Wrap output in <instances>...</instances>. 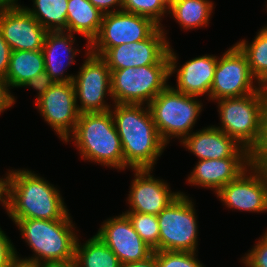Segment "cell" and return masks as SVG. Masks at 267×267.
Segmentation results:
<instances>
[{
	"instance_id": "cell-8",
	"label": "cell",
	"mask_w": 267,
	"mask_h": 267,
	"mask_svg": "<svg viewBox=\"0 0 267 267\" xmlns=\"http://www.w3.org/2000/svg\"><path fill=\"white\" fill-rule=\"evenodd\" d=\"M194 204L183 192L157 215L159 251L197 252L198 226Z\"/></svg>"
},
{
	"instance_id": "cell-12",
	"label": "cell",
	"mask_w": 267,
	"mask_h": 267,
	"mask_svg": "<svg viewBox=\"0 0 267 267\" xmlns=\"http://www.w3.org/2000/svg\"><path fill=\"white\" fill-rule=\"evenodd\" d=\"M159 27L149 38L109 48L101 58L110 70L169 64L167 33Z\"/></svg>"
},
{
	"instance_id": "cell-16",
	"label": "cell",
	"mask_w": 267,
	"mask_h": 267,
	"mask_svg": "<svg viewBox=\"0 0 267 267\" xmlns=\"http://www.w3.org/2000/svg\"><path fill=\"white\" fill-rule=\"evenodd\" d=\"M0 32L12 51L42 50L47 30L25 10H0Z\"/></svg>"
},
{
	"instance_id": "cell-13",
	"label": "cell",
	"mask_w": 267,
	"mask_h": 267,
	"mask_svg": "<svg viewBox=\"0 0 267 267\" xmlns=\"http://www.w3.org/2000/svg\"><path fill=\"white\" fill-rule=\"evenodd\" d=\"M36 107L63 141L69 142L72 139L70 136L80 114L76 106L73 82H55L36 100Z\"/></svg>"
},
{
	"instance_id": "cell-27",
	"label": "cell",
	"mask_w": 267,
	"mask_h": 267,
	"mask_svg": "<svg viewBox=\"0 0 267 267\" xmlns=\"http://www.w3.org/2000/svg\"><path fill=\"white\" fill-rule=\"evenodd\" d=\"M235 45L246 56L257 84L267 87V26L260 29L252 43L244 39Z\"/></svg>"
},
{
	"instance_id": "cell-43",
	"label": "cell",
	"mask_w": 267,
	"mask_h": 267,
	"mask_svg": "<svg viewBox=\"0 0 267 267\" xmlns=\"http://www.w3.org/2000/svg\"><path fill=\"white\" fill-rule=\"evenodd\" d=\"M46 267H78L77 264L72 261L69 263L48 264Z\"/></svg>"
},
{
	"instance_id": "cell-3",
	"label": "cell",
	"mask_w": 267,
	"mask_h": 267,
	"mask_svg": "<svg viewBox=\"0 0 267 267\" xmlns=\"http://www.w3.org/2000/svg\"><path fill=\"white\" fill-rule=\"evenodd\" d=\"M70 214L62 219H12L18 226L27 245L34 251L30 258L22 261L36 264H58L74 261L78 237L73 232L74 224Z\"/></svg>"
},
{
	"instance_id": "cell-25",
	"label": "cell",
	"mask_w": 267,
	"mask_h": 267,
	"mask_svg": "<svg viewBox=\"0 0 267 267\" xmlns=\"http://www.w3.org/2000/svg\"><path fill=\"white\" fill-rule=\"evenodd\" d=\"M212 10L209 0H174L169 6V14L187 30L207 26Z\"/></svg>"
},
{
	"instance_id": "cell-37",
	"label": "cell",
	"mask_w": 267,
	"mask_h": 267,
	"mask_svg": "<svg viewBox=\"0 0 267 267\" xmlns=\"http://www.w3.org/2000/svg\"><path fill=\"white\" fill-rule=\"evenodd\" d=\"M94 7H96L102 14H107L110 12L120 11L122 10V0H89ZM119 7V9L115 10L114 7ZM113 7V8H112ZM109 8H112L109 9Z\"/></svg>"
},
{
	"instance_id": "cell-5",
	"label": "cell",
	"mask_w": 267,
	"mask_h": 267,
	"mask_svg": "<svg viewBox=\"0 0 267 267\" xmlns=\"http://www.w3.org/2000/svg\"><path fill=\"white\" fill-rule=\"evenodd\" d=\"M218 101V102H217ZM221 127H217L251 154L263 134V116L267 107V87L250 95L216 100Z\"/></svg>"
},
{
	"instance_id": "cell-10",
	"label": "cell",
	"mask_w": 267,
	"mask_h": 267,
	"mask_svg": "<svg viewBox=\"0 0 267 267\" xmlns=\"http://www.w3.org/2000/svg\"><path fill=\"white\" fill-rule=\"evenodd\" d=\"M87 49L86 60L72 81L78 112L81 114L110 111L111 107L106 104L104 98L107 94L112 100L111 71L100 56L92 54L89 48ZM77 98L81 105L77 104Z\"/></svg>"
},
{
	"instance_id": "cell-39",
	"label": "cell",
	"mask_w": 267,
	"mask_h": 267,
	"mask_svg": "<svg viewBox=\"0 0 267 267\" xmlns=\"http://www.w3.org/2000/svg\"><path fill=\"white\" fill-rule=\"evenodd\" d=\"M121 267H157L156 261H155V251L150 257L142 261L125 263V264H122Z\"/></svg>"
},
{
	"instance_id": "cell-29",
	"label": "cell",
	"mask_w": 267,
	"mask_h": 267,
	"mask_svg": "<svg viewBox=\"0 0 267 267\" xmlns=\"http://www.w3.org/2000/svg\"><path fill=\"white\" fill-rule=\"evenodd\" d=\"M174 0H122V10L152 19L160 27L162 16Z\"/></svg>"
},
{
	"instance_id": "cell-36",
	"label": "cell",
	"mask_w": 267,
	"mask_h": 267,
	"mask_svg": "<svg viewBox=\"0 0 267 267\" xmlns=\"http://www.w3.org/2000/svg\"><path fill=\"white\" fill-rule=\"evenodd\" d=\"M15 98L11 95L5 80L0 79V113L14 105Z\"/></svg>"
},
{
	"instance_id": "cell-22",
	"label": "cell",
	"mask_w": 267,
	"mask_h": 267,
	"mask_svg": "<svg viewBox=\"0 0 267 267\" xmlns=\"http://www.w3.org/2000/svg\"><path fill=\"white\" fill-rule=\"evenodd\" d=\"M103 14L89 0H68L67 31L87 39V46L97 36Z\"/></svg>"
},
{
	"instance_id": "cell-6",
	"label": "cell",
	"mask_w": 267,
	"mask_h": 267,
	"mask_svg": "<svg viewBox=\"0 0 267 267\" xmlns=\"http://www.w3.org/2000/svg\"><path fill=\"white\" fill-rule=\"evenodd\" d=\"M196 98L168 85L149 103L157 132L166 145L169 138L180 137L183 140L191 134L202 111V103Z\"/></svg>"
},
{
	"instance_id": "cell-31",
	"label": "cell",
	"mask_w": 267,
	"mask_h": 267,
	"mask_svg": "<svg viewBox=\"0 0 267 267\" xmlns=\"http://www.w3.org/2000/svg\"><path fill=\"white\" fill-rule=\"evenodd\" d=\"M242 261L246 267H267V231Z\"/></svg>"
},
{
	"instance_id": "cell-33",
	"label": "cell",
	"mask_w": 267,
	"mask_h": 267,
	"mask_svg": "<svg viewBox=\"0 0 267 267\" xmlns=\"http://www.w3.org/2000/svg\"><path fill=\"white\" fill-rule=\"evenodd\" d=\"M55 83V81L47 74L46 71L37 74L35 77L27 81L22 87H32L38 90V97L41 98L45 92Z\"/></svg>"
},
{
	"instance_id": "cell-41",
	"label": "cell",
	"mask_w": 267,
	"mask_h": 267,
	"mask_svg": "<svg viewBox=\"0 0 267 267\" xmlns=\"http://www.w3.org/2000/svg\"><path fill=\"white\" fill-rule=\"evenodd\" d=\"M17 2H18V0H0V10H2V9H18V8L24 7V6H21Z\"/></svg>"
},
{
	"instance_id": "cell-9",
	"label": "cell",
	"mask_w": 267,
	"mask_h": 267,
	"mask_svg": "<svg viewBox=\"0 0 267 267\" xmlns=\"http://www.w3.org/2000/svg\"><path fill=\"white\" fill-rule=\"evenodd\" d=\"M160 26L145 16L124 10L103 14L97 36L89 52L102 56L109 48L149 38Z\"/></svg>"
},
{
	"instance_id": "cell-17",
	"label": "cell",
	"mask_w": 267,
	"mask_h": 267,
	"mask_svg": "<svg viewBox=\"0 0 267 267\" xmlns=\"http://www.w3.org/2000/svg\"><path fill=\"white\" fill-rule=\"evenodd\" d=\"M133 171L135 178L131 182L127 199L131 209L127 212L158 215L181 194L172 192L164 180L154 178L150 169Z\"/></svg>"
},
{
	"instance_id": "cell-24",
	"label": "cell",
	"mask_w": 267,
	"mask_h": 267,
	"mask_svg": "<svg viewBox=\"0 0 267 267\" xmlns=\"http://www.w3.org/2000/svg\"><path fill=\"white\" fill-rule=\"evenodd\" d=\"M74 262L78 267H121V262L112 250L96 235L75 245Z\"/></svg>"
},
{
	"instance_id": "cell-23",
	"label": "cell",
	"mask_w": 267,
	"mask_h": 267,
	"mask_svg": "<svg viewBox=\"0 0 267 267\" xmlns=\"http://www.w3.org/2000/svg\"><path fill=\"white\" fill-rule=\"evenodd\" d=\"M45 71L42 50L12 51L5 81L9 87H22L27 81Z\"/></svg>"
},
{
	"instance_id": "cell-4",
	"label": "cell",
	"mask_w": 267,
	"mask_h": 267,
	"mask_svg": "<svg viewBox=\"0 0 267 267\" xmlns=\"http://www.w3.org/2000/svg\"><path fill=\"white\" fill-rule=\"evenodd\" d=\"M83 159L124 169V156L111 111L81 113L71 134Z\"/></svg>"
},
{
	"instance_id": "cell-38",
	"label": "cell",
	"mask_w": 267,
	"mask_h": 267,
	"mask_svg": "<svg viewBox=\"0 0 267 267\" xmlns=\"http://www.w3.org/2000/svg\"><path fill=\"white\" fill-rule=\"evenodd\" d=\"M252 165L259 167L267 177V152H253Z\"/></svg>"
},
{
	"instance_id": "cell-15",
	"label": "cell",
	"mask_w": 267,
	"mask_h": 267,
	"mask_svg": "<svg viewBox=\"0 0 267 267\" xmlns=\"http://www.w3.org/2000/svg\"><path fill=\"white\" fill-rule=\"evenodd\" d=\"M96 236L112 250L121 264L142 261L154 252L136 233L124 213L104 221Z\"/></svg>"
},
{
	"instance_id": "cell-32",
	"label": "cell",
	"mask_w": 267,
	"mask_h": 267,
	"mask_svg": "<svg viewBox=\"0 0 267 267\" xmlns=\"http://www.w3.org/2000/svg\"><path fill=\"white\" fill-rule=\"evenodd\" d=\"M17 257L15 247L0 228V267H13Z\"/></svg>"
},
{
	"instance_id": "cell-21",
	"label": "cell",
	"mask_w": 267,
	"mask_h": 267,
	"mask_svg": "<svg viewBox=\"0 0 267 267\" xmlns=\"http://www.w3.org/2000/svg\"><path fill=\"white\" fill-rule=\"evenodd\" d=\"M74 42L73 34L65 31L47 32L45 36L42 48L45 71L55 82H72L74 79L72 74L64 76L65 68L75 62L73 58L79 51L72 48Z\"/></svg>"
},
{
	"instance_id": "cell-19",
	"label": "cell",
	"mask_w": 267,
	"mask_h": 267,
	"mask_svg": "<svg viewBox=\"0 0 267 267\" xmlns=\"http://www.w3.org/2000/svg\"><path fill=\"white\" fill-rule=\"evenodd\" d=\"M168 57L170 76L178 70L176 90L196 97L208 93L210 99V89L218 58L213 55H202L187 61L179 69H176L178 58L171 46H169Z\"/></svg>"
},
{
	"instance_id": "cell-30",
	"label": "cell",
	"mask_w": 267,
	"mask_h": 267,
	"mask_svg": "<svg viewBox=\"0 0 267 267\" xmlns=\"http://www.w3.org/2000/svg\"><path fill=\"white\" fill-rule=\"evenodd\" d=\"M195 256L196 252L155 251L157 267H204Z\"/></svg>"
},
{
	"instance_id": "cell-2",
	"label": "cell",
	"mask_w": 267,
	"mask_h": 267,
	"mask_svg": "<svg viewBox=\"0 0 267 267\" xmlns=\"http://www.w3.org/2000/svg\"><path fill=\"white\" fill-rule=\"evenodd\" d=\"M11 219H62L68 209L60 191L29 170H11Z\"/></svg>"
},
{
	"instance_id": "cell-40",
	"label": "cell",
	"mask_w": 267,
	"mask_h": 267,
	"mask_svg": "<svg viewBox=\"0 0 267 267\" xmlns=\"http://www.w3.org/2000/svg\"><path fill=\"white\" fill-rule=\"evenodd\" d=\"M253 152H267V107L263 116V134L259 146Z\"/></svg>"
},
{
	"instance_id": "cell-1",
	"label": "cell",
	"mask_w": 267,
	"mask_h": 267,
	"mask_svg": "<svg viewBox=\"0 0 267 267\" xmlns=\"http://www.w3.org/2000/svg\"><path fill=\"white\" fill-rule=\"evenodd\" d=\"M142 104H116L111 113L119 134L124 169H150L162 155L166 144L160 138L149 107Z\"/></svg>"
},
{
	"instance_id": "cell-14",
	"label": "cell",
	"mask_w": 267,
	"mask_h": 267,
	"mask_svg": "<svg viewBox=\"0 0 267 267\" xmlns=\"http://www.w3.org/2000/svg\"><path fill=\"white\" fill-rule=\"evenodd\" d=\"M216 194L228 208L258 213L267 211V177L257 166L251 165Z\"/></svg>"
},
{
	"instance_id": "cell-7",
	"label": "cell",
	"mask_w": 267,
	"mask_h": 267,
	"mask_svg": "<svg viewBox=\"0 0 267 267\" xmlns=\"http://www.w3.org/2000/svg\"><path fill=\"white\" fill-rule=\"evenodd\" d=\"M169 64H152L111 71V94L113 104L149 103L167 85Z\"/></svg>"
},
{
	"instance_id": "cell-18",
	"label": "cell",
	"mask_w": 267,
	"mask_h": 267,
	"mask_svg": "<svg viewBox=\"0 0 267 267\" xmlns=\"http://www.w3.org/2000/svg\"><path fill=\"white\" fill-rule=\"evenodd\" d=\"M180 142L199 160L252 158V154L246 148L216 126L193 132Z\"/></svg>"
},
{
	"instance_id": "cell-11",
	"label": "cell",
	"mask_w": 267,
	"mask_h": 267,
	"mask_svg": "<svg viewBox=\"0 0 267 267\" xmlns=\"http://www.w3.org/2000/svg\"><path fill=\"white\" fill-rule=\"evenodd\" d=\"M253 79L256 81L246 56L236 45H233L221 58L217 59L210 89V100L242 97L255 93L263 86L261 84L253 85Z\"/></svg>"
},
{
	"instance_id": "cell-42",
	"label": "cell",
	"mask_w": 267,
	"mask_h": 267,
	"mask_svg": "<svg viewBox=\"0 0 267 267\" xmlns=\"http://www.w3.org/2000/svg\"><path fill=\"white\" fill-rule=\"evenodd\" d=\"M13 267H46L45 264H36L31 262L22 261L20 259H17L14 262Z\"/></svg>"
},
{
	"instance_id": "cell-34",
	"label": "cell",
	"mask_w": 267,
	"mask_h": 267,
	"mask_svg": "<svg viewBox=\"0 0 267 267\" xmlns=\"http://www.w3.org/2000/svg\"><path fill=\"white\" fill-rule=\"evenodd\" d=\"M11 52L10 46L4 40L0 32V79L5 80L6 78Z\"/></svg>"
},
{
	"instance_id": "cell-35",
	"label": "cell",
	"mask_w": 267,
	"mask_h": 267,
	"mask_svg": "<svg viewBox=\"0 0 267 267\" xmlns=\"http://www.w3.org/2000/svg\"><path fill=\"white\" fill-rule=\"evenodd\" d=\"M0 178V202L5 207L7 214L10 213V183H11V176L10 171L6 177Z\"/></svg>"
},
{
	"instance_id": "cell-28",
	"label": "cell",
	"mask_w": 267,
	"mask_h": 267,
	"mask_svg": "<svg viewBox=\"0 0 267 267\" xmlns=\"http://www.w3.org/2000/svg\"><path fill=\"white\" fill-rule=\"evenodd\" d=\"M141 239L154 251H159V224L157 215L138 212L124 213Z\"/></svg>"
},
{
	"instance_id": "cell-20",
	"label": "cell",
	"mask_w": 267,
	"mask_h": 267,
	"mask_svg": "<svg viewBox=\"0 0 267 267\" xmlns=\"http://www.w3.org/2000/svg\"><path fill=\"white\" fill-rule=\"evenodd\" d=\"M252 165V158H223L199 160L188 183L212 188L215 194L229 182L236 180Z\"/></svg>"
},
{
	"instance_id": "cell-26",
	"label": "cell",
	"mask_w": 267,
	"mask_h": 267,
	"mask_svg": "<svg viewBox=\"0 0 267 267\" xmlns=\"http://www.w3.org/2000/svg\"><path fill=\"white\" fill-rule=\"evenodd\" d=\"M33 8L24 7L48 32L67 30L68 0H33Z\"/></svg>"
}]
</instances>
